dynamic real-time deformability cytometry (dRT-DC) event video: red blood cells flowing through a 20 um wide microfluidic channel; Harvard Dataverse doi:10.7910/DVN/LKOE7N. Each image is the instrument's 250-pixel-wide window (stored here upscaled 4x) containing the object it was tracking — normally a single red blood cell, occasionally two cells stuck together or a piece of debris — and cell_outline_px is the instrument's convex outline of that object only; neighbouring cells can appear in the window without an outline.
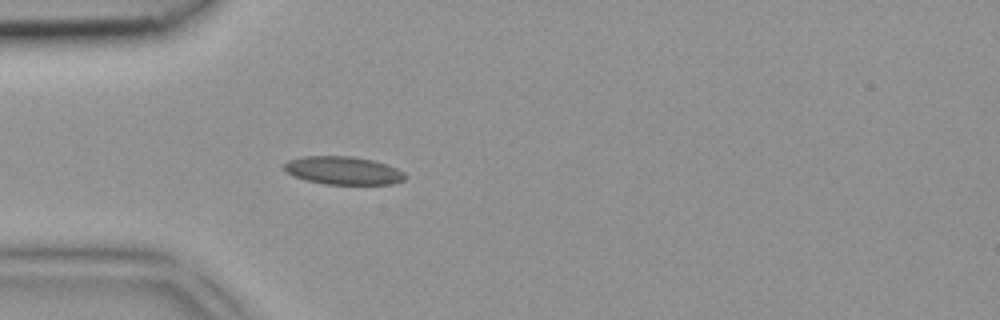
{"species": "common noctule bat (a hibernating species)", "species_latin": "Nyctalus noctula", "temperature_condition": "room temperature", "stored_images_in_passage": 1, "camera_frame_rate_fps": 3000, "um_per_image_px": 0.085, "animal": {"sex": "female", "body_mass_g": 18.4}, "frame": {"image": 1, "passage_image": 1, "time_ms": 0.0, "image_size_px": [1000, 320], "cell_outline_px": [[408, 176], [404, 180], [392, 184], [324, 184], [292, 176], [284, 172], [284, 164], [288, 160], [304, 156], [352, 156], [372, 160], [388, 164], [404, 172]], "centroid_in_image_um": [29.18, 14.49], "position_along_channel_um": 55.8, "area_um2": 19.94}}